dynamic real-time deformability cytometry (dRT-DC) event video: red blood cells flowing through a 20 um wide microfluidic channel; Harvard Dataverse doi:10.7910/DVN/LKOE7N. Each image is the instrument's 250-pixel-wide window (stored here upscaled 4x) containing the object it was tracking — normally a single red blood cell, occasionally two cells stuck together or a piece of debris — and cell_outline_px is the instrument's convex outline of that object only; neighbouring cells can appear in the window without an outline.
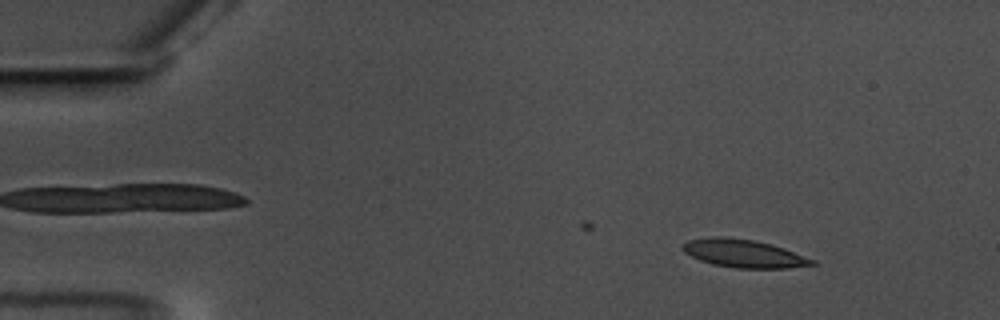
{"species": "common noctule bat (a hibernating species)", "species_latin": "Nyctalus noctula", "temperature_condition": "warm", "stored_images_in_passage": 54, "camera_frame_rate_fps": 3000, "um_per_image_px": 0.085, "animal": {"sex": "male", "body_mass_g": 17.5, "forearm_length_mm": 52.3}, "frame": {"image": 1, "passage_image": 7, "time_ms": 2.0, "image_size_px": [1000, 320], "cell_outline_px": [[816, 264], [788, 268], [736, 268], [712, 264], [700, 260], [684, 252], [680, 248], [688, 240], [708, 236], [724, 236], [752, 240], [772, 244], [784, 248], [816, 260]], "centroid_in_image_um": [63.2, 21.54], "position_along_channel_um": 21.8, "area_um2": 21.21}}
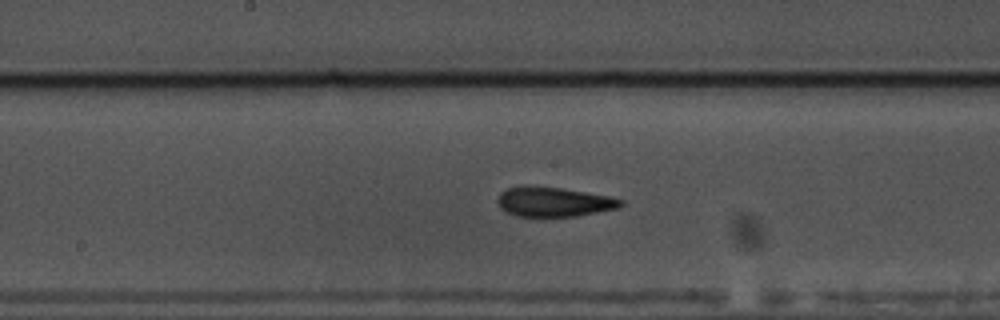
{"frame": {"image": 2, "passage_image": 30, "time_ms": 9.667, "image_size_px": [1000, 320], "cell_outline_px": [[624, 204], [616, 208], [576, 216], [544, 220], [516, 216], [500, 208], [496, 200], [500, 192], [508, 188], [524, 184], [536, 184], [608, 196], [624, 200]], "centroid_in_image_um": [46.97, 17.18], "position_along_channel_um": 201.2, "area_um2": 22.25}}
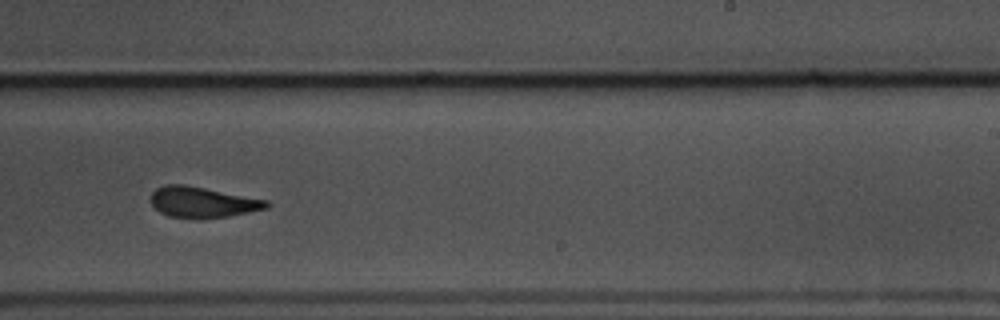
{"frame": {"image": 3, "passage_image": 36, "time_ms": 11.667, "image_size_px": [1000, 320], "cell_outline_px": [[272, 204], [268, 208], [228, 216], [200, 220], [196, 220], [168, 216], [160, 212], [152, 204], [152, 192], [156, 188], [164, 184], [184, 184], [268, 200]], "centroid_in_image_um": [17.22, 17.2], "position_along_channel_um": 271.8, "area_um2": 20.98}, "authors_computed_cell_mechanics": {"area_um2": 20.8658, "velocity_mm_per_s": 3.5378, "shape_relaxation_time_tau1_ms": 5.2527, "shape_relaxation_time_tau2_ms": 2.1868, "deformation_change_tau1": 0.1443, "deformation_change_tau2": 0.0903}}